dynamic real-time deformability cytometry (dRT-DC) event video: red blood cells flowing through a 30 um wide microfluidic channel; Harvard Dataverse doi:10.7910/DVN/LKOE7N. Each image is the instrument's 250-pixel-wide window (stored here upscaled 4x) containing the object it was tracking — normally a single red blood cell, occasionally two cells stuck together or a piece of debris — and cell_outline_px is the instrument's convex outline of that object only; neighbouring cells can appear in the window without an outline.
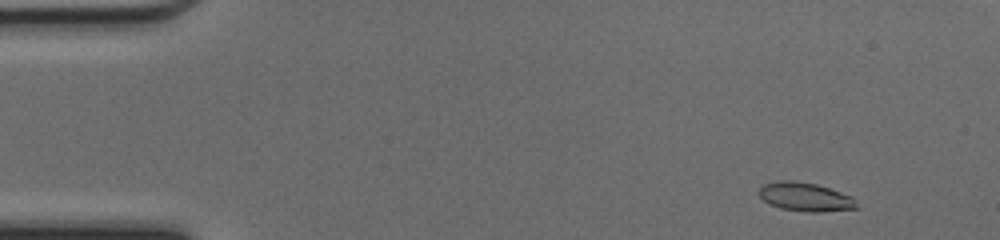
{"species": "common noctule bat (a hibernating species)", "species_latin": "Nyctalus noctula", "temperature_condition": "cold", "stored_images_in_passage": 47, "camera_frame_rate_fps": 3000, "um_per_image_px": 0.085, "animal": {"sex": "female", "body_mass_g": 17.0, "forearm_length_mm": 48.0}, "frame": {"image": 1, "passage_image": 2, "time_ms": 0.333, "image_size_px": [1000, 240], "cell_outline_px": [[860, 208], [820, 212], [808, 212], [780, 208], [764, 200], [756, 192], [764, 184], [780, 180], [792, 180], [816, 184], [852, 196], [856, 200]], "centroid_in_image_um": [68.47, 16.74], "position_along_channel_um": 16.5, "area_um2": 16.36}}
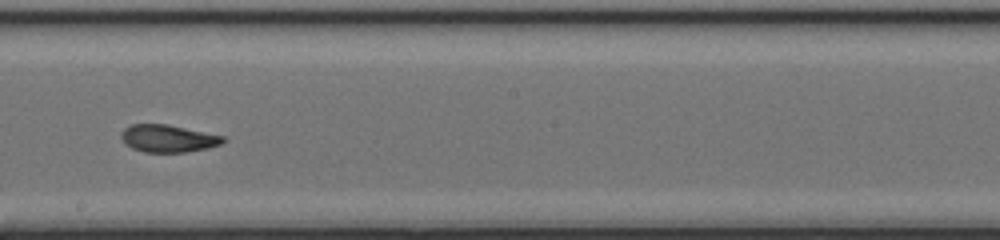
{"frame": {"image": 2, "passage_image": 25, "time_ms": 8.0, "image_size_px": [1000, 240], "cell_outline_px": [[224, 140], [220, 144], [208, 148], [184, 152], [144, 152], [132, 148], [120, 136], [120, 132], [124, 128], [132, 124], [168, 124], [224, 136]], "centroid_in_image_um": [14.27, 11.76], "position_along_channel_um": 233.9, "area_um2": 16.13}}
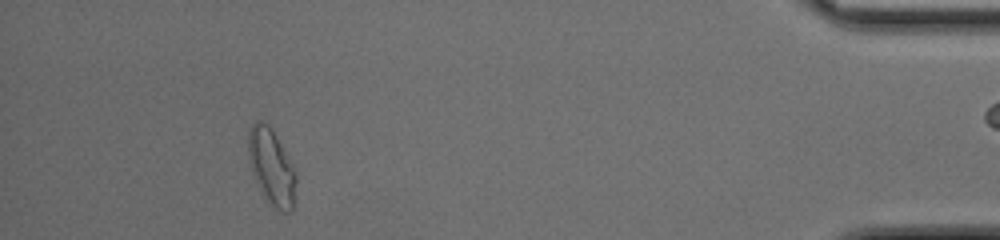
{"frame": {"image": 3, "passage_image": 42, "time_ms": 13.667, "image_size_px": [1000, 240], "cell_outline_px": [[296, 180], [292, 208], [288, 212], [280, 212], [268, 204], [260, 192], [252, 172], [248, 152], [248, 132], [252, 124], [256, 120], [260, 120], [268, 124], [272, 128], [296, 168]], "centroid_in_image_um": [23.08, 14.18], "position_along_channel_um": 412.1, "area_um2": 21.56}, "authors_computed_cell_mechanics": {"area_um2": 16.8776, "velocity_mm_per_s": 4.2717, "shape_relaxation_time_tau1_ms": null, "shape_relaxation_time_tau2_ms": 1.6013, "deformation_change_tau1": null, "deformation_change_tau2": 0.0584}}